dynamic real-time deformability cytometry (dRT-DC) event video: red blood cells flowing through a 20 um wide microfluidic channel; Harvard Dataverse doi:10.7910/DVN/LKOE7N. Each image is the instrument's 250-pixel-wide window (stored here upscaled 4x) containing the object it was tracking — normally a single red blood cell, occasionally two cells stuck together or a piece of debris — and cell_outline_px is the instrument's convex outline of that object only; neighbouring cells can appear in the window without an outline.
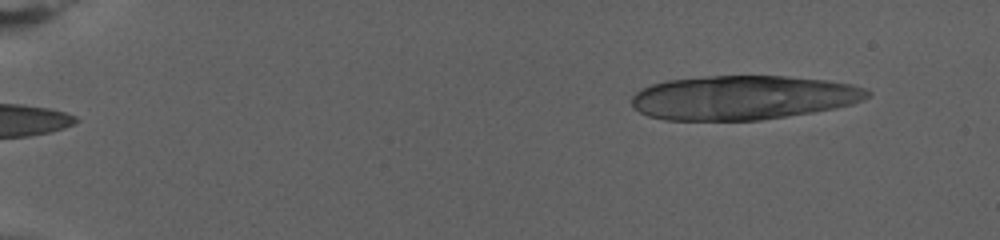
{"species": "human", "species_latin": "Homo sapiens", "temperature_condition": "warm", "stored_images_in_passage": 22, "camera_frame_rate_fps": 3000, "um_per_image_px": 0.085, "donor": {"sex": "female"}, "frame": {"image": 1, "passage_image": 1, "time_ms": 0.0, "image_size_px": [1000, 240], "cell_outline_px": [[872, 92], [868, 96], [852, 104], [812, 112], [760, 120], [664, 120], [648, 116], [632, 108], [632, 96], [636, 92], [652, 84], [668, 80], [708, 76], [784, 76], [824, 80], [848, 84], [864, 88]], "centroid_in_image_um": [63.1, 8.3], "position_along_channel_um": 21.9, "area_um2": 60.34}}